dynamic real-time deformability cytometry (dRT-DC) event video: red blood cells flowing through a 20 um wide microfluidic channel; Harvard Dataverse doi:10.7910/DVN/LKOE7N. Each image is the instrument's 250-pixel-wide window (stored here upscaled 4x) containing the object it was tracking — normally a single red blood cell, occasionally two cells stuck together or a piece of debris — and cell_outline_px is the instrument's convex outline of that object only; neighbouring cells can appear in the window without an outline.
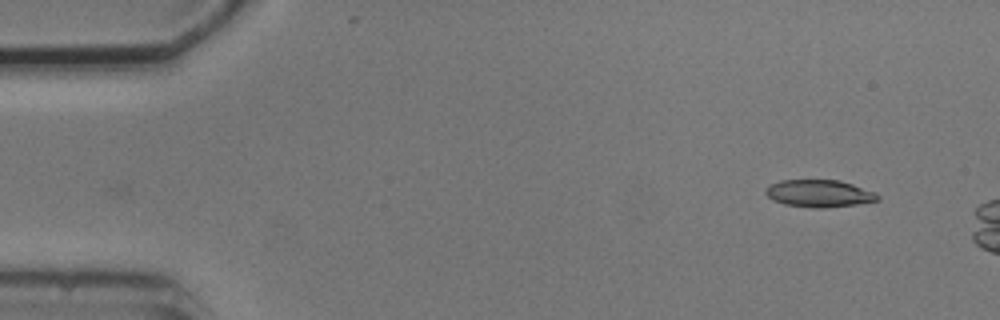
{"species": "common noctule bat (a hibernating species)", "species_latin": "Nyctalus noctula", "temperature_condition": "cold", "stored_images_in_passage": 2, "camera_frame_rate_fps": 3000, "um_per_image_px": 0.085, "animal": {"sex": "male", "body_mass_g": 20.5, "forearm_length_mm": 52.5}, "frame": {"image": 1, "passage_image": 2, "time_ms": 1.333, "image_size_px": [1000, 320], "cell_outline_px": [[880, 200], [856, 204], [824, 208], [812, 208], [784, 204], [772, 200], [764, 192], [764, 188], [768, 184], [780, 180], [840, 180], [876, 192], [880, 196]], "centroid_in_image_um": [69.6, 16.44], "position_along_channel_um": 15.4, "area_um2": 18.03}}